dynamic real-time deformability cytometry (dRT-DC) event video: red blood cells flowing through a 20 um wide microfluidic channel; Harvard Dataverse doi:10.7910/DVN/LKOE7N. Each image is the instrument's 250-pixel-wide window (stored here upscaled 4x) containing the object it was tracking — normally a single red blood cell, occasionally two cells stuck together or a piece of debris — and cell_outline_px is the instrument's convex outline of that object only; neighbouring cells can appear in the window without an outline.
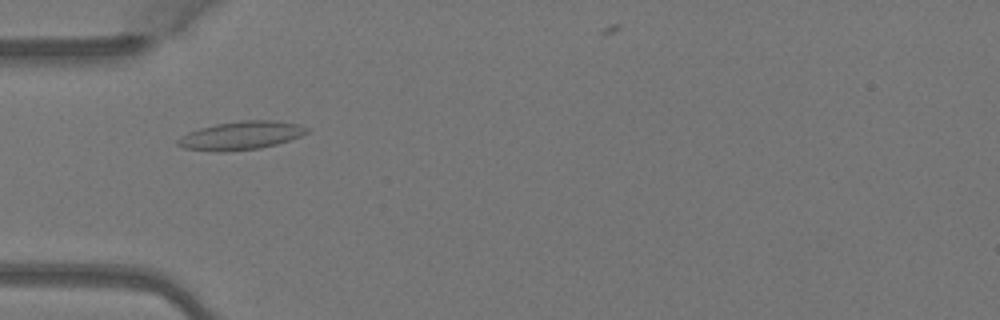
{"species": "Egyptian fruit bat (a non-hibernating species)", "species_latin": "Rousettus aegyptiacus", "temperature_condition": "warm", "stored_images_in_passage": 6, "camera_frame_rate_fps": 3000, "um_per_image_px": 0.085, "animal": {"sex": "female"}, "frame": {"image": 1, "passage_image": 3, "time_ms": 0.667, "image_size_px": [1000, 320], "cell_outline_px": [[308, 132], [300, 136], [276, 144], [260, 148], [224, 152], [216, 152], [184, 148], [176, 144], [176, 140], [188, 132], [200, 128], [216, 124], [240, 120], [272, 120], [300, 124], [308, 128]], "centroid_in_image_um": [20.46, 11.52], "position_along_channel_um": 64.5, "area_um2": 21.33}}
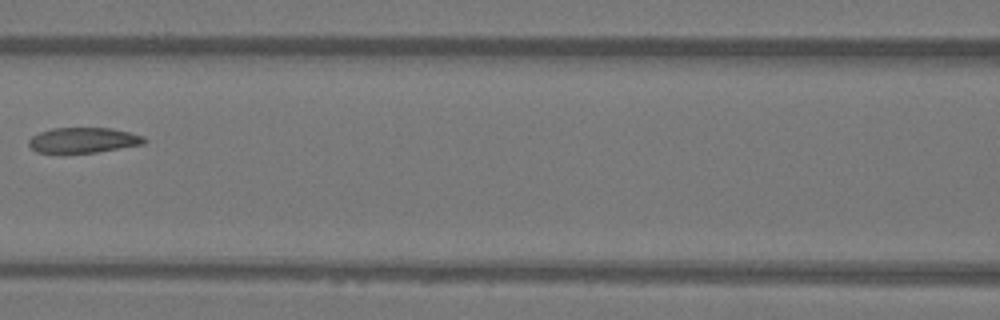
{"frame": {"image": 2, "passage_image": 5, "time_ms": 1.333, "image_size_px": [1000, 320], "cell_outline_px": [[148, 140], [144, 144], [96, 152], [36, 152], [28, 144], [28, 140], [32, 136], [40, 132], [52, 128], [112, 128], [144, 136]], "centroid_in_image_um": [7.1, 11.9], "position_along_channel_um": 159.5, "area_um2": 16.88}}
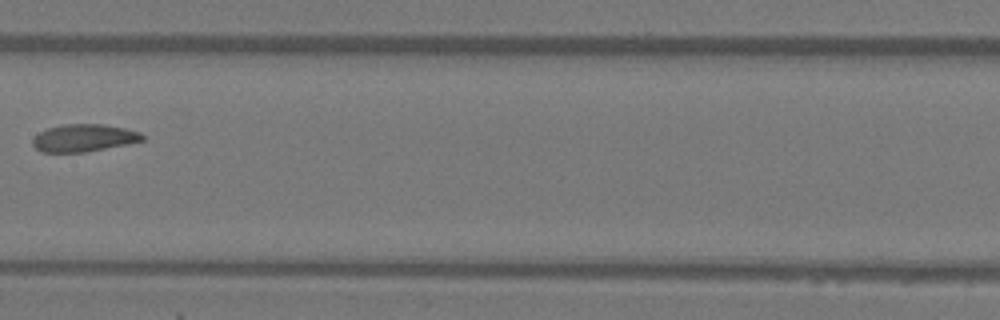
{"frame": {"image": 3, "passage_image": 6, "time_ms": 1.667, "image_size_px": [1000, 320], "cell_outline_px": [[144, 140], [88, 152], [40, 152], [32, 144], [32, 140], [40, 132], [48, 128], [64, 124], [104, 124], [124, 128], [140, 132], [144, 136]], "centroid_in_image_um": [7.12, 11.73], "position_along_channel_um": 200.3, "area_um2": 17.46}}